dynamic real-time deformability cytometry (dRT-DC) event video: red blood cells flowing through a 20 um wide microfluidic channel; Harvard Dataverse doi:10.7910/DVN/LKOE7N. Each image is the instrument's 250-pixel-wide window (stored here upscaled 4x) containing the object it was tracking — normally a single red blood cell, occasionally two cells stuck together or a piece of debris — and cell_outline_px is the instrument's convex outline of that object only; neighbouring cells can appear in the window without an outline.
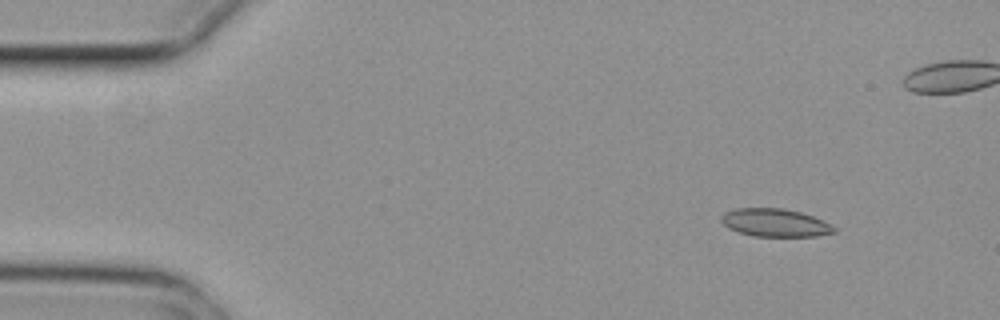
{"species": "common noctule bat (a hibernating species)", "species_latin": "Nyctalus noctula", "temperature_condition": "cold", "stored_images_in_passage": 5, "camera_frame_rate_fps": 3000, "um_per_image_px": 0.085, "animal": {"sex": "female", "body_mass_g": 29.2, "forearm_length_mm": 56.3}, "frame": {"image": 1, "passage_image": 1, "time_ms": 0.0, "image_size_px": [1000, 320], "cell_outline_px": [[836, 232], [816, 236], [752, 236], [728, 228], [720, 220], [720, 216], [724, 212], [736, 208], [784, 208], [800, 212], [824, 220], [836, 228]], "centroid_in_image_um": [65.87, 18.92], "position_along_channel_um": 19.1, "area_um2": 18.44}}